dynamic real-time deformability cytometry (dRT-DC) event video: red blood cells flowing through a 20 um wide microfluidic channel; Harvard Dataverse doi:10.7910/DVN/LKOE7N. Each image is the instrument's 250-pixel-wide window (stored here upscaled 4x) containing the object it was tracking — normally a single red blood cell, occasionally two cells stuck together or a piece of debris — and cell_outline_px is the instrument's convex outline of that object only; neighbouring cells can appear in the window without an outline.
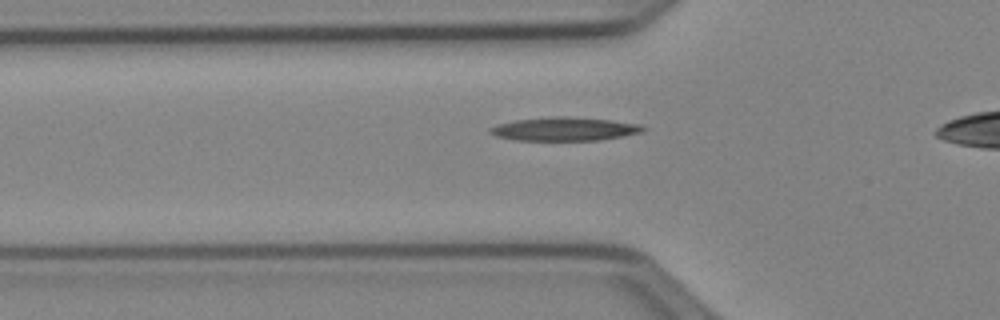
{"species": "Egyptian fruit bat (a non-hibernating species)", "species_latin": "Rousettus aegyptiacus", "temperature_condition": "cold", "stored_images_in_passage": 29, "camera_frame_rate_fps": 3000, "um_per_image_px": 0.085, "animal": {"sex": "female"}, "frame": {"image": 1, "passage_image": 5, "time_ms": 1.333, "image_size_px": [1000, 320], "cell_outline_px": [[648, 128], [640, 132], [624, 136], [600, 140], [516, 140], [496, 136], [488, 132], [488, 128], [496, 124], [516, 120], [552, 116], [568, 116], [612, 120], [644, 124]], "centroid_in_image_um": [48.01, 10.95], "position_along_channel_um": 77.8, "area_um2": 21.21}}
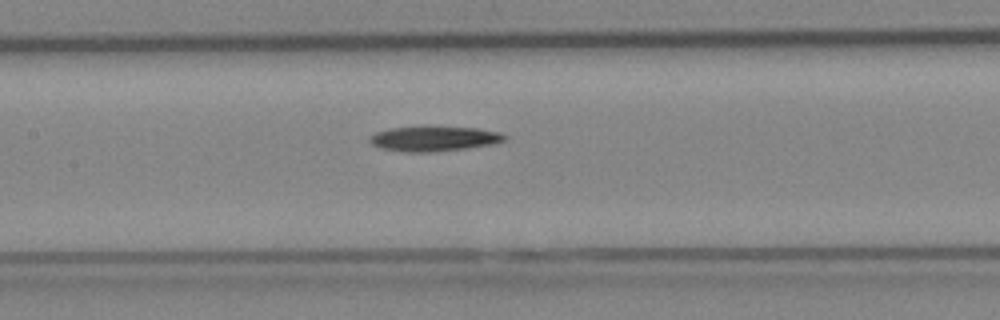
{"frame": {"image": 2, "passage_image": 12, "time_ms": 3.667, "image_size_px": [1000, 320], "cell_outline_px": [[508, 136], [504, 140], [492, 144], [464, 148], [428, 152], [408, 152], [380, 148], [372, 144], [368, 140], [368, 136], [376, 132], [388, 128], [424, 124], [480, 128], [500, 132]], "centroid_in_image_um": [36.85, 11.73], "position_along_channel_um": 170.6, "area_um2": 20.4}}
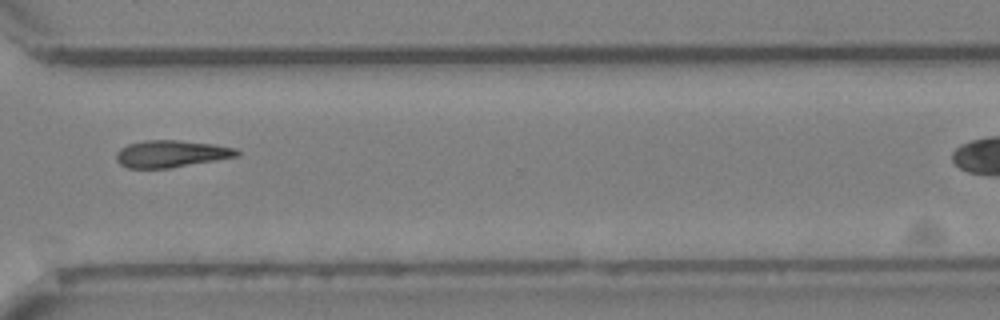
{"frame": {"image": 3, "passage_image": 26, "time_ms": 8.333, "image_size_px": [1000, 320], "cell_outline_px": [[240, 156], [168, 168], [128, 168], [120, 164], [116, 160], [116, 152], [120, 148], [128, 144], [144, 140], [176, 140], [212, 144], [236, 148], [240, 152]], "centroid_in_image_um": [14.53, 13.07], "position_along_channel_um": 356.1, "area_um2": 18.96}, "authors_computed_cell_mechanics": {"area_um2": 19.363, "velocity_mm_per_s": 3.9769, "shape_relaxation_time_tau1_ms": 6.2275, "shape_relaxation_time_tau2_ms": null, "deformation_change_tau1": 0.1341, "deformation_change_tau2": null}}